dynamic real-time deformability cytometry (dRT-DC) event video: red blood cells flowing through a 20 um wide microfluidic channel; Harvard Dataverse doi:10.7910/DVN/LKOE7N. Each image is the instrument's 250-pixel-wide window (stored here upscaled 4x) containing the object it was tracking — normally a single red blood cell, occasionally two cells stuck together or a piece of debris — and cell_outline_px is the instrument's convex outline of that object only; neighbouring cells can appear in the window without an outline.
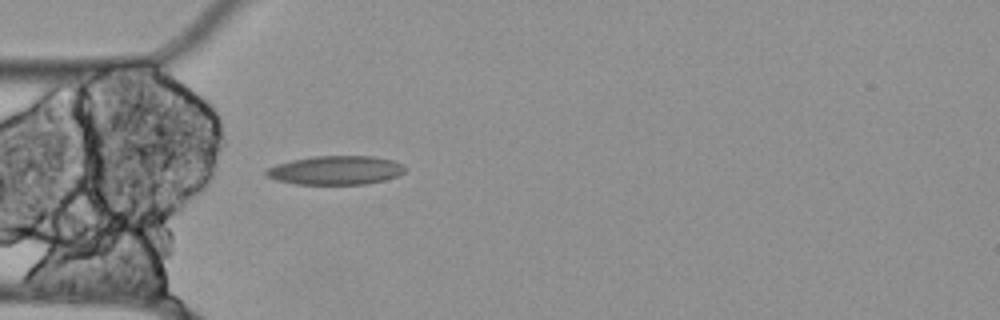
{"species": "Egyptian fruit bat (a non-hibernating species)", "species_latin": "Rousettus aegyptiacus", "temperature_condition": "cold", "stored_images_in_passage": 4, "camera_frame_rate_fps": 3000, "um_per_image_px": 0.085, "animal": {"sex": "female"}, "frame": {"image": 1, "passage_image": 1, "time_ms": 0.0, "image_size_px": [1000, 320], "cell_outline_px": [[408, 168], [404, 172], [396, 176], [384, 180], [364, 184], [296, 184], [276, 180], [268, 176], [264, 172], [268, 168], [276, 164], [292, 160], [312, 156], [372, 156], [392, 160], [404, 164]], "centroid_in_image_um": [28.55, 14.46], "position_along_channel_um": 56.4, "area_um2": 23.35}}
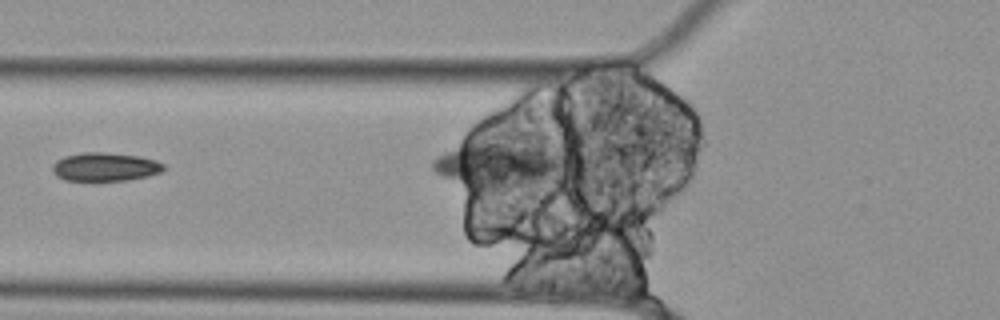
{"frame": {"image": 2, "passage_image": 3, "time_ms": 0.667, "image_size_px": [1000, 320], "cell_outline_px": [[164, 168], [160, 172], [148, 176], [128, 180], [96, 184], [64, 180], [56, 176], [52, 172], [52, 164], [56, 160], [64, 156], [80, 152], [104, 152], [140, 156], [156, 160], [164, 164]], "centroid_in_image_um": [8.86, 14.23], "position_along_channel_um": 116.9, "area_um2": 19.54}}